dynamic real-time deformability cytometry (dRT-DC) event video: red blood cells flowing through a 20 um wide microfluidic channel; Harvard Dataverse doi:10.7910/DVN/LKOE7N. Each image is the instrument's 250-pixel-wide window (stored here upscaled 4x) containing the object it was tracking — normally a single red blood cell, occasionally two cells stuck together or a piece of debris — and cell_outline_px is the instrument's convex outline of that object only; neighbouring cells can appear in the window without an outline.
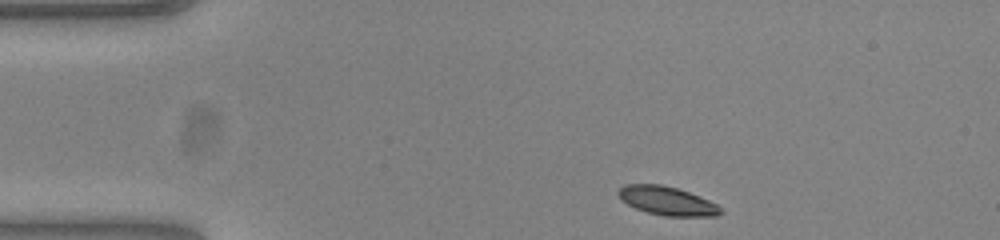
{"species": "common noctule bat (a hibernating species)", "species_latin": "Nyctalus noctula", "temperature_condition": "warm", "stored_images_in_passage": 45, "camera_frame_rate_fps": 3000, "um_per_image_px": 0.085, "animal": {"sex": "female", "body_mass_g": 23.0, "forearm_length_mm": 53.4}, "frame": {"image": 1, "passage_image": 1, "time_ms": 0.0, "image_size_px": [1000, 240], "cell_outline_px": [[724, 212], [716, 216], [664, 216], [648, 212], [636, 208], [620, 200], [616, 192], [624, 184], [660, 184], [676, 188], [688, 192], [708, 200], [716, 204]], "centroid_in_image_um": [56.67, 17.07], "position_along_channel_um": 28.3, "area_um2": 16.99}}
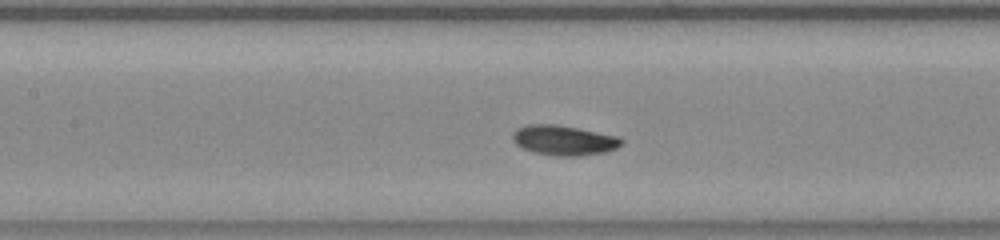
{"frame": {"image": 2, "passage_image": 16, "time_ms": 5.0, "image_size_px": [1000, 240], "cell_outline_px": [[624, 140], [616, 148], [604, 152], [580, 156], [556, 156], [536, 152], [524, 148], [516, 144], [512, 140], [512, 132], [516, 128], [528, 124], [556, 124], [620, 136]], "centroid_in_image_um": [47.92, 11.91], "position_along_channel_um": 159.5, "area_um2": 19.02}}
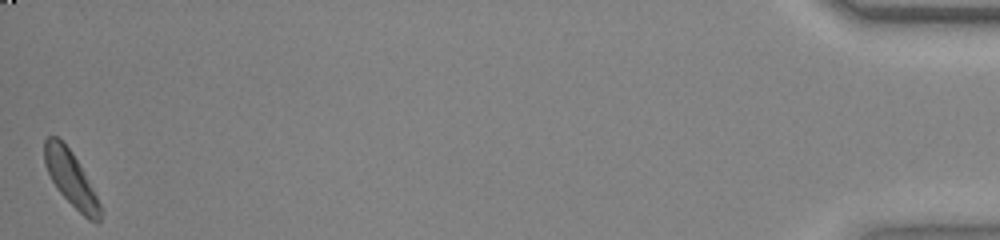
{"frame": {"image": 3, "passage_image": 45, "time_ms": 14.667, "image_size_px": [1000, 240], "cell_outline_px": [[100, 220], [96, 224], [88, 220], [56, 188], [44, 164], [44, 140], [48, 136], [56, 136], [72, 152], [92, 188], [100, 204]], "centroid_in_image_um": [5.99, 15.18], "position_along_channel_um": 429.2, "area_um2": 17.28}, "authors_computed_cell_mechanics": {"area_um2": 17.918, "velocity_mm_per_s": 3.8163, "shape_relaxation_time_tau1_ms": 2.0132, "shape_relaxation_time_tau2_ms": null, "deformation_change_tau1": 0.1142, "deformation_change_tau2": null}}